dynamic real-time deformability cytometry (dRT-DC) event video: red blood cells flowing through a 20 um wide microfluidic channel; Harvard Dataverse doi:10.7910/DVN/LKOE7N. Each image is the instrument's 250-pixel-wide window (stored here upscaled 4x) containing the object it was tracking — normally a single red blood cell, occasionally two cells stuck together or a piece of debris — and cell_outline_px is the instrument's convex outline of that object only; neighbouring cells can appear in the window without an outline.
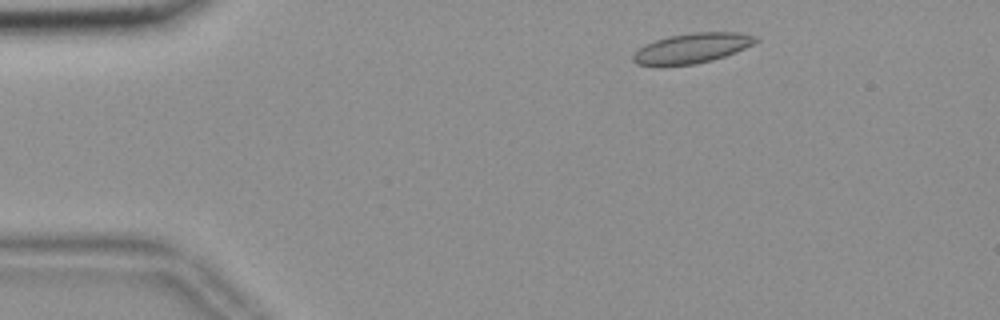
{"species": "common noctule bat (a hibernating species)", "species_latin": "Nyctalus noctula", "temperature_condition": "room temperature", "stored_images_in_passage": 51, "camera_frame_rate_fps": 3000, "um_per_image_px": 0.085, "animal": {"sex": "female", "body_mass_g": 18.4}, "frame": {"image": 1, "passage_image": 4, "time_ms": 1.0, "image_size_px": [1000, 320], "cell_outline_px": [[760, 40], [736, 52], [712, 60], [696, 64], [664, 68], [660, 68], [636, 64], [632, 60], [632, 56], [644, 44], [668, 36], [692, 32], [740, 32], [756, 36]], "centroid_in_image_um": [58.76, 4.13], "position_along_channel_um": 26.2, "area_um2": 22.02}}
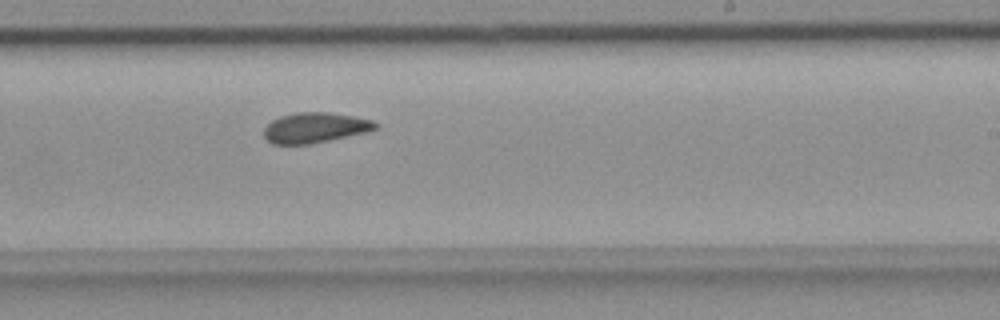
{"frame": {"image": 2, "passage_image": 29, "time_ms": 9.333, "image_size_px": [1000, 320], "cell_outline_px": [[380, 124], [376, 128], [364, 132], [312, 144], [272, 144], [264, 136], [264, 128], [272, 120], [280, 116], [296, 112], [328, 112], [352, 116], [372, 120]], "centroid_in_image_um": [26.75, 10.85], "position_along_channel_um": 262.3, "area_um2": 19.54}}
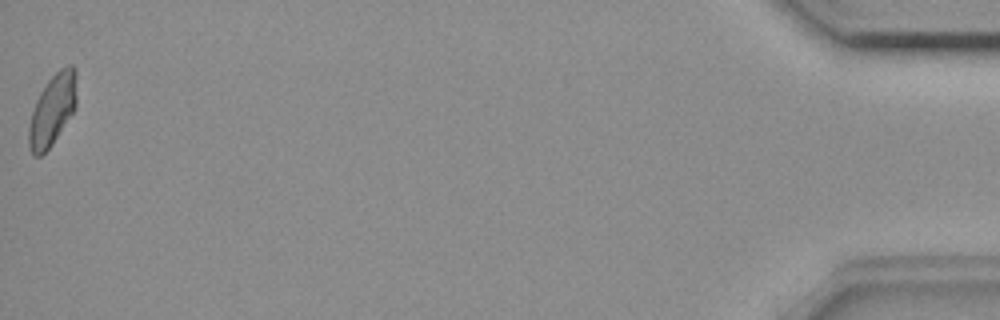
{"frame": {"image": 3, "passage_image": 51, "time_ms": 16.667, "image_size_px": [1000, 320], "cell_outline_px": [[76, 108], [52, 144], [40, 156], [36, 156], [32, 152], [28, 144], [28, 128], [32, 112], [36, 100], [40, 92], [48, 80], [60, 68], [68, 64], [72, 64], [76, 68]], "centroid_in_image_um": [4.47, 9.3], "position_along_channel_um": 430.7, "area_um2": 19.83}, "authors_computed_cell_mechanics": {"area_um2": 19.941, "velocity_mm_per_s": 3.6232, "shape_relaxation_time_tau1_ms": null, "shape_relaxation_time_tau2_ms": 2.215, "deformation_change_tau1": null, "deformation_change_tau2": 0.0732}}